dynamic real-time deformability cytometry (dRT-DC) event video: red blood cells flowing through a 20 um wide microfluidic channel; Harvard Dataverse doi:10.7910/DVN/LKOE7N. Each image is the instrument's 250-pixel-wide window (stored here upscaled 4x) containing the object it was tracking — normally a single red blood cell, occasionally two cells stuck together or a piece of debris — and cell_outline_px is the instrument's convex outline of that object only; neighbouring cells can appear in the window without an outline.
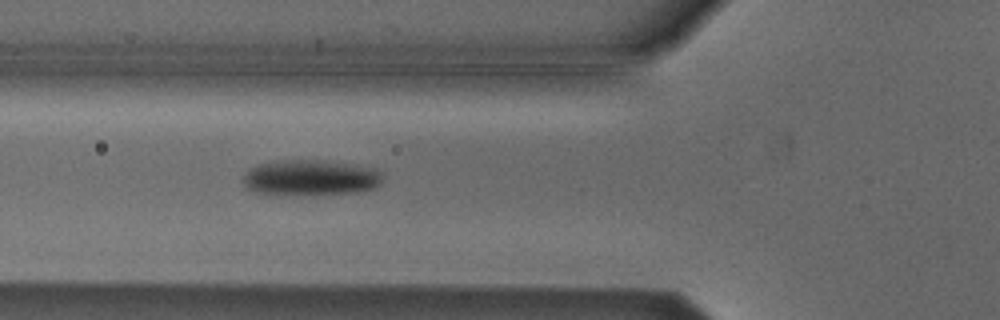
{"species": "Egyptian fruit bat (a non-hibernating species)", "species_latin": "Rousettus aegyptiacus", "temperature_condition": "cold", "stored_images_in_passage": 6, "segment_of_instrument_passage": [1, 2], "camera_frame_rate_fps": 3000, "um_per_image_px": 0.085, "animal": {"sex": "male"}, "frame": {"image": 1, "passage_image": 5, "time_ms": 1.333, "image_size_px": [1000, 320], "cell_outline_px": [[380, 184], [372, 188], [356, 192], [256, 192], [248, 188], [240, 180], [248, 168], [260, 164], [280, 160], [324, 160], [356, 164], [376, 168], [380, 172]], "centroid_in_image_um": [26.39, 15.03], "position_along_channel_um": 99.4, "area_um2": 27.98}}